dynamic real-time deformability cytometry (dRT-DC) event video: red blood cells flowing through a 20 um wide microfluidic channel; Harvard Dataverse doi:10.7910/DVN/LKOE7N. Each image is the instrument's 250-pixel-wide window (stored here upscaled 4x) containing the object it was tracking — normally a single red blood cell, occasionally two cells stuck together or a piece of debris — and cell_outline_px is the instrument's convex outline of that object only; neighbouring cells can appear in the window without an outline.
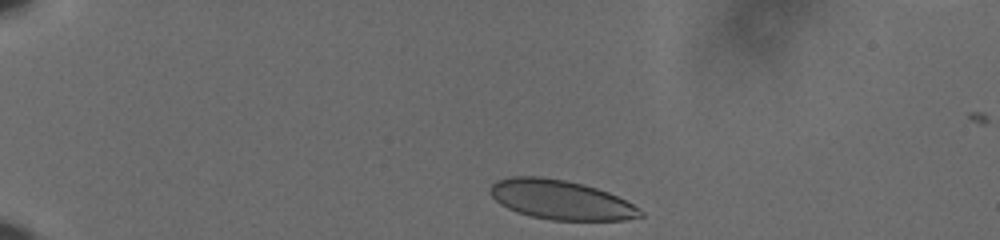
{"species": "human", "species_latin": "Homo sapiens", "temperature_condition": "cold", "stored_images_in_passage": 41, "camera_frame_rate_fps": 3000, "um_per_image_px": 0.085, "donor": {"sex": "male"}, "frame": {"image": 1, "passage_image": 2, "time_ms": 0.333, "image_size_px": [1000, 240], "cell_outline_px": [[644, 216], [624, 220], [552, 220], [532, 216], [516, 212], [500, 204], [488, 192], [488, 188], [496, 180], [508, 176], [540, 176], [564, 180], [584, 184], [608, 192], [640, 208], [644, 212]], "centroid_in_image_um": [47.64, 16.97], "position_along_channel_um": 37.4, "area_um2": 34.56}}
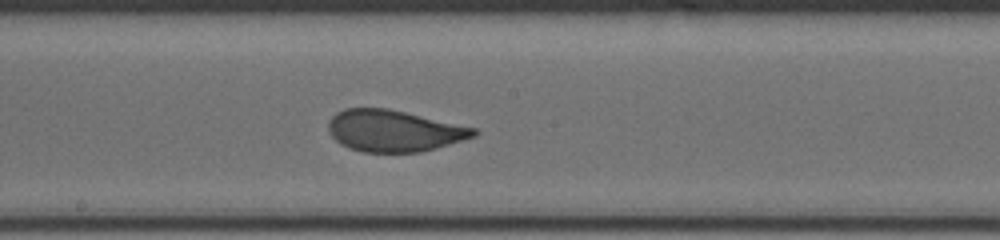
{"frame": {"image": 2, "passage_image": 23, "time_ms": 7.333, "image_size_px": [1000, 240], "cell_outline_px": [[480, 132], [476, 136], [436, 148], [420, 152], [360, 152], [348, 148], [340, 144], [328, 132], [328, 120], [336, 112], [344, 108], [388, 108], [476, 128]], "centroid_in_image_um": [33.46, 11.12], "position_along_channel_um": 214.7, "area_um2": 35.37}}
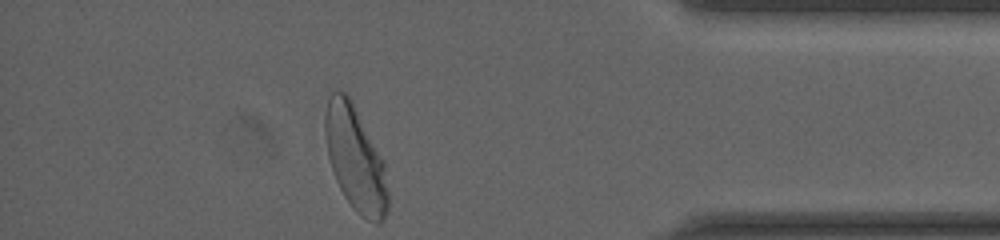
{"frame": {"image": 3, "passage_image": 41, "time_ms": 13.333, "image_size_px": [1000, 240], "cell_outline_px": [[388, 212], [384, 220], [380, 224], [376, 224], [360, 216], [352, 208], [344, 196], [336, 180], [328, 156], [324, 132], [324, 116], [328, 96], [332, 92], [344, 92], [352, 100], [384, 160], [388, 192]], "centroid_in_image_um": [30.22, 13.51], "position_along_channel_um": 405.0, "area_um2": 38.78}, "authors_computed_cell_mechanics": {"area_um2": 36.0094, "velocity_mm_per_s": 3.5982, "shape_relaxation_time_tau1_ms": 6.8457, "shape_relaxation_time_tau2_ms": null, "deformation_change_tau1": 0.1699, "deformation_change_tau2": null}}